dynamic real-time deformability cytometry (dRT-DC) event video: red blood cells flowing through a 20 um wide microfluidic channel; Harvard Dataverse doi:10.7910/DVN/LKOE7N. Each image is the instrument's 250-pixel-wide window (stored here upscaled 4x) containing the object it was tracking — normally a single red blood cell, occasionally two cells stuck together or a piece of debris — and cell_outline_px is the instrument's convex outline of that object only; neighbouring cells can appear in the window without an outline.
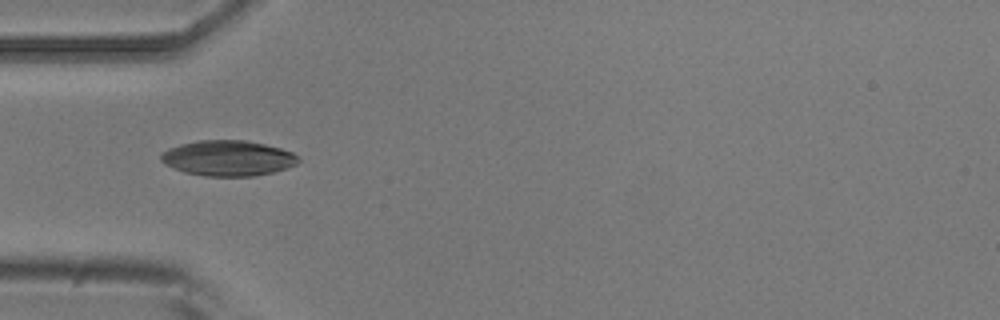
{"species": "common noctule bat (a hibernating species)", "species_latin": "Nyctalus noctula", "temperature_condition": "room temperature", "stored_images_in_passage": 7, "camera_frame_rate_fps": 3000, "um_per_image_px": 0.085, "animal": {"sex": "male", "body_mass_g": 20.5, "forearm_length_mm": 52.5}, "frame": {"image": 1, "passage_image": 1, "time_ms": 0.0, "image_size_px": [1000, 320], "cell_outline_px": [[300, 160], [296, 164], [288, 168], [272, 172], [252, 176], [204, 176], [184, 172], [172, 168], [164, 164], [160, 160], [160, 152], [168, 148], [180, 144], [200, 140], [244, 140], [264, 144], [280, 148], [292, 152], [300, 156]], "centroid_in_image_um": [19.35, 13.44], "position_along_channel_um": 65.6, "area_um2": 28.61}}
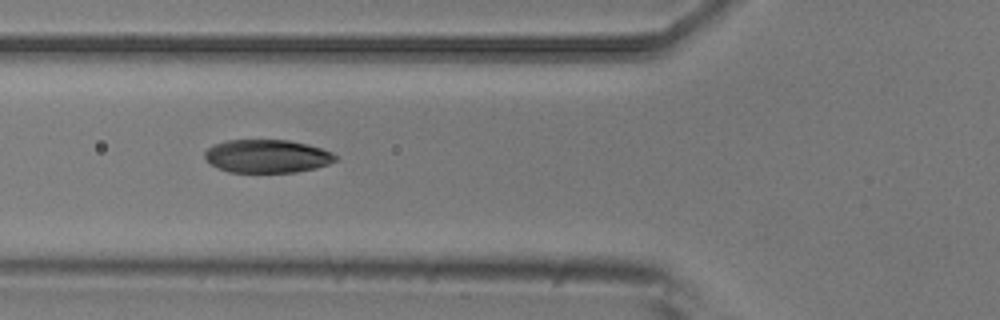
{"frame": {"image": 2, "passage_image": 4, "time_ms": 1.0, "image_size_px": [1000, 320], "cell_outline_px": [[336, 160], [328, 164], [316, 168], [296, 172], [228, 172], [212, 164], [204, 156], [204, 152], [208, 148], [216, 144], [228, 140], [288, 140], [308, 144], [332, 152], [336, 156]], "centroid_in_image_um": [22.72, 13.27], "position_along_channel_um": 103.1, "area_um2": 25.09}}